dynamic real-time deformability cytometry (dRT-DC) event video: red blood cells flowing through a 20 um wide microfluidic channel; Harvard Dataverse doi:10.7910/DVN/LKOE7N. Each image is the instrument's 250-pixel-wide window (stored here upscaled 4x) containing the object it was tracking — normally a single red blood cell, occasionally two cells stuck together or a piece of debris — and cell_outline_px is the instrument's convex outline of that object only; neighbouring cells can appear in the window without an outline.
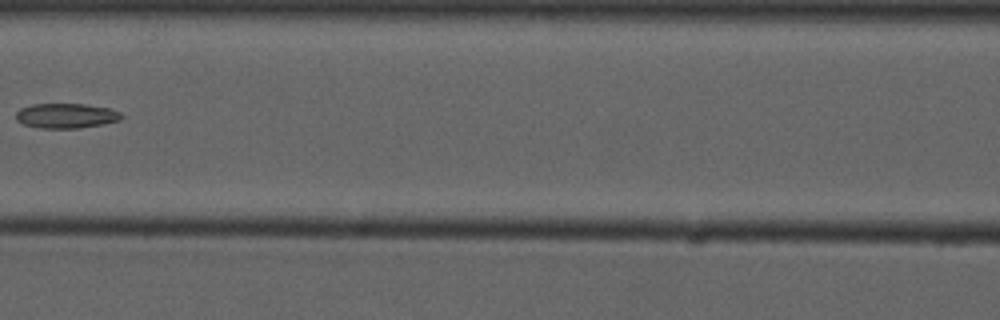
{"species": "common noctule bat (a hibernating species)", "species_latin": "Nyctalus noctula", "temperature_condition": "cold", "stored_images_in_passage": 7, "camera_frame_rate_fps": 3000, "um_per_image_px": 0.085, "animal": {"sex": "male", "forearm_length_mm": 52.5}, "frame": {"image": 1, "passage_image": 7, "time_ms": 7.333, "image_size_px": [1000, 320], "cell_outline_px": [[124, 116], [120, 120], [104, 124], [80, 128], [40, 128], [24, 124], [16, 120], [16, 112], [20, 108], [32, 104], [84, 104], [108, 108], [120, 112]], "centroid_in_image_um": [5.62, 9.84], "position_along_channel_um": 161.0, "area_um2": 15.32}}